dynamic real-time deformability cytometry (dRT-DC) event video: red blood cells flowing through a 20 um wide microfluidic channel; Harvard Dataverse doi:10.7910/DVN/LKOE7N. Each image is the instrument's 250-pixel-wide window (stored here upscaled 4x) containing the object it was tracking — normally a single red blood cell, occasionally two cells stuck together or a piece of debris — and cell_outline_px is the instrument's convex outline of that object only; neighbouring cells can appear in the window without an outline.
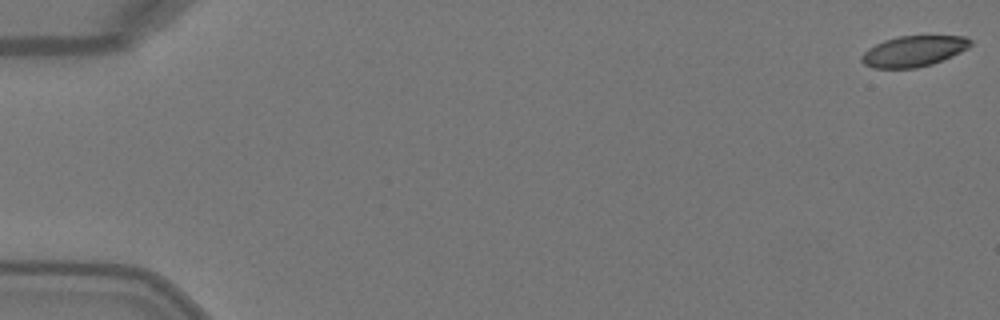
{"species": "Egyptian fruit bat (a non-hibernating species)", "species_latin": "Rousettus aegyptiacus", "temperature_condition": "warm", "stored_images_in_passage": 5, "camera_frame_rate_fps": 3000, "um_per_image_px": 0.085, "animal": {"sex": "female"}, "frame": {"image": 1, "passage_image": 1, "time_ms": 0.0, "image_size_px": [1000, 320], "cell_outline_px": [[972, 44], [968, 48], [952, 56], [932, 64], [916, 68], [872, 68], [864, 64], [860, 60], [860, 56], [868, 48], [884, 40], [900, 36], [964, 36], [972, 40]], "centroid_in_image_um": [77.64, 4.35], "position_along_channel_um": 7.4, "area_um2": 19.54}}
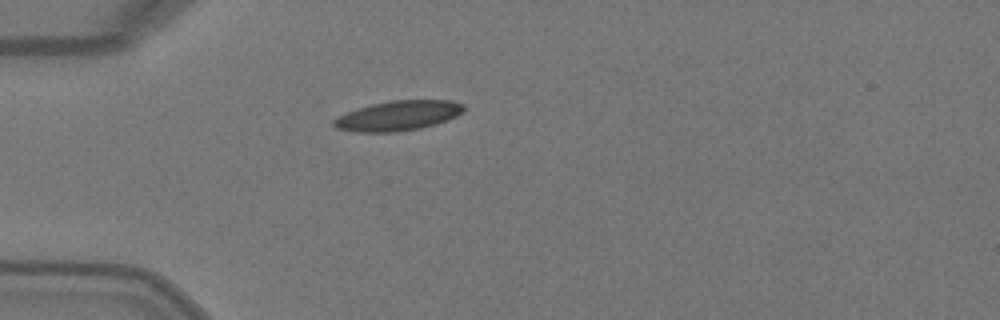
{"frame": {"image": 2, "passage_image": 5, "time_ms": 1.333, "image_size_px": [1000, 320], "cell_outline_px": [[464, 112], [456, 116], [420, 128], [396, 132], [356, 132], [336, 128], [332, 124], [332, 120], [336, 116], [372, 104], [392, 100], [452, 100], [464, 104]], "centroid_in_image_um": [33.82, 9.83], "position_along_channel_um": 51.2, "area_um2": 22.48}}